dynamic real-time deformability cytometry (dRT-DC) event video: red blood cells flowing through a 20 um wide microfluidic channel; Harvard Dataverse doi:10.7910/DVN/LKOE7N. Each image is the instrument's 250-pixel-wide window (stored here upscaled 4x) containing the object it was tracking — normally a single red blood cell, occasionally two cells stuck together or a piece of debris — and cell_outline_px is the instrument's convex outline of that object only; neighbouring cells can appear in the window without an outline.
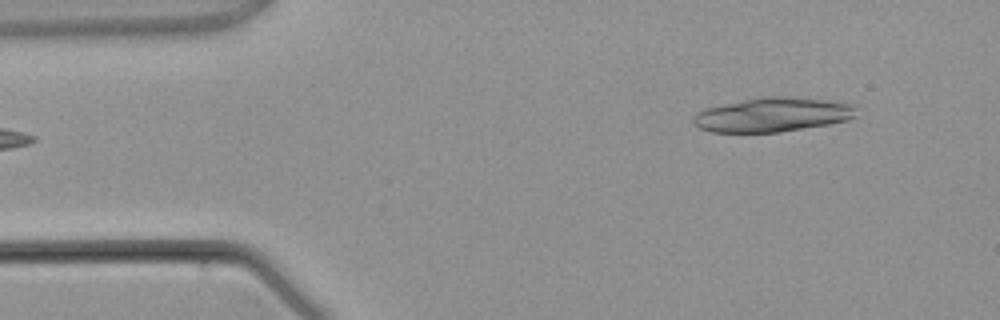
{"species": "common noctule bat (a hibernating species)", "species_latin": "Nyctalus noctula", "temperature_condition": "warm", "stored_images_in_passage": 2, "camera_frame_rate_fps": 3000, "um_per_image_px": 0.085, "animal": {"sex": "male", "body_mass_g": 21.5, "forearm_length_mm": 52.0}, "frame": {"image": 1, "passage_image": 2, "time_ms": 1.333, "image_size_px": [1000, 320], "cell_outline_px": [[856, 116], [848, 120], [828, 124], [780, 132], [712, 132], [700, 128], [692, 124], [692, 116], [696, 112], [704, 108], [760, 96], [788, 96], [828, 100], [856, 104]], "centroid_in_image_um": [65.66, 9.74], "position_along_channel_um": 19.3, "area_um2": 32.95}}